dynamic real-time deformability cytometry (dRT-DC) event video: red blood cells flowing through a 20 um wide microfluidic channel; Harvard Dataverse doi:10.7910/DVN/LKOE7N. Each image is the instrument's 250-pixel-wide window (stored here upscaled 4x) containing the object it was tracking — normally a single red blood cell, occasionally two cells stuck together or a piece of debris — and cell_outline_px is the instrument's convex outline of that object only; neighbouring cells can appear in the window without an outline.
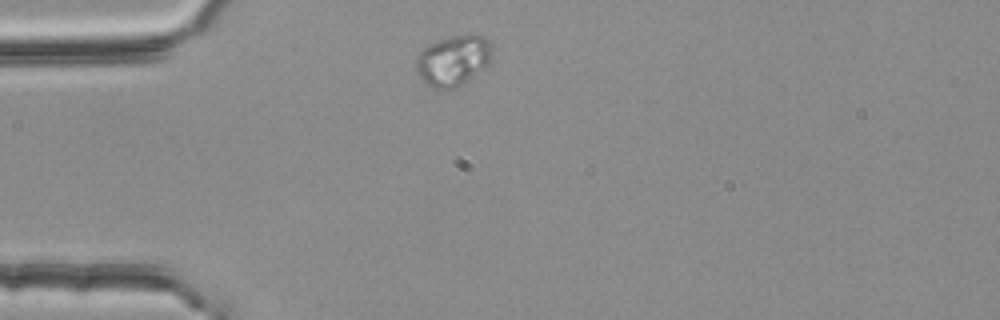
{"species": "common noctule bat (a hibernating species)", "species_latin": "Nyctalus noctula", "temperature_condition": "room temperature", "stored_images_in_passage": 1, "camera_frame_rate_fps": 3000, "um_per_image_px": 0.085, "animal": {"sex": "female", "body_mass_g": 25.1}, "frame": {"image": 1, "passage_image": 1, "time_ms": 0.0, "image_size_px": [1000, 320], "cell_outline_px": [[492, 52], [488, 64], [484, 68], [460, 88], [440, 92], [424, 84], [416, 72], [416, 56], [428, 44], [436, 40], [468, 32], [484, 36], [488, 40]], "centroid_in_image_um": [38.5, 5.18], "position_along_channel_um": 46.5, "area_um2": 23.35}}